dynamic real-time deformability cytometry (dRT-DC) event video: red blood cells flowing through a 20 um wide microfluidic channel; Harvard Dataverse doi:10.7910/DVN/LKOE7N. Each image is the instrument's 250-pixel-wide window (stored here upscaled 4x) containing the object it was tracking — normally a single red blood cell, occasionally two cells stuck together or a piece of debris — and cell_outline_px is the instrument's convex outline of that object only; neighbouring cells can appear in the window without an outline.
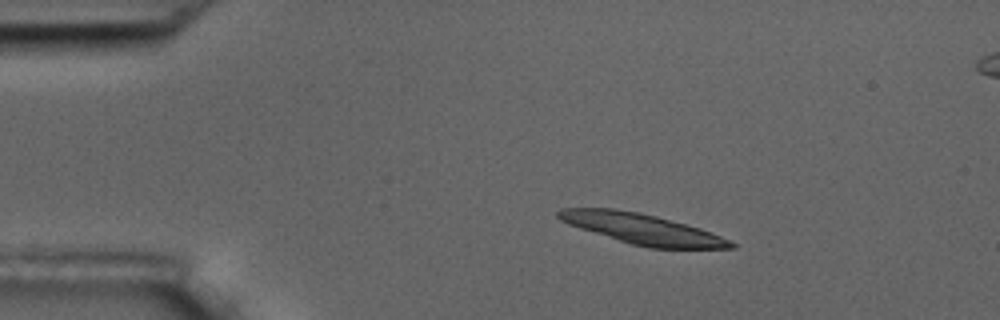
{"species": "common noctule bat (a hibernating species)", "species_latin": "Nyctalus noctula", "temperature_condition": "room temperature", "stored_images_in_passage": 4, "camera_frame_rate_fps": 3000, "um_per_image_px": 0.085, "animal": {"sex": "male", "body_mass_g": 17.5, "forearm_length_mm": 52.3}, "frame": {"image": 1, "passage_image": 1, "time_ms": 0.0, "image_size_px": [1000, 320], "cell_outline_px": [[736, 248], [648, 248], [632, 244], [580, 228], [568, 224], [560, 220], [556, 216], [556, 212], [560, 208], [612, 208], [640, 212], [656, 216], [700, 228], [720, 236], [736, 244]], "centroid_in_image_um": [54.55, 19.44], "position_along_channel_um": 30.5, "area_um2": 30.23}}